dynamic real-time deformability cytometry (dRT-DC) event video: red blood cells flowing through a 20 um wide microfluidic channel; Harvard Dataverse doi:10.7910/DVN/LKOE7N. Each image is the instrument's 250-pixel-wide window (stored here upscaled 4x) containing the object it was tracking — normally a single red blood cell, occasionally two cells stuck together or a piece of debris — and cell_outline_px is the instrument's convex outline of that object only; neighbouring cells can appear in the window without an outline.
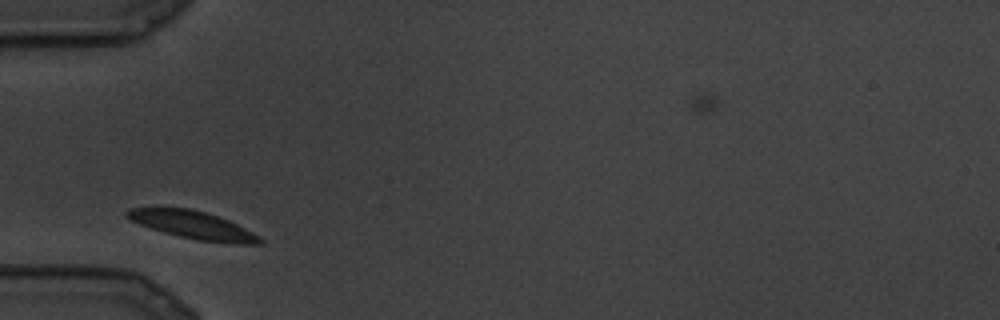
{"species": "common noctule bat (a hibernating species)", "species_latin": "Nyctalus noctula", "temperature_condition": "cold", "stored_images_in_passage": 8, "camera_frame_rate_fps": 3000, "um_per_image_px": 0.085, "animal": {"sex": "male", "body_mass_g": 19.5, "forearm_length_mm": 54.6}, "frame": {"image": 1, "passage_image": 1, "time_ms": 0.0, "image_size_px": [1000, 320], "cell_outline_px": [[264, 240], [260, 244], [232, 244], [196, 240], [164, 232], [128, 220], [124, 216], [124, 212], [128, 208], [152, 204], [188, 208], [208, 212], [228, 220], [260, 236]], "centroid_in_image_um": [16.28, 19.07], "position_along_channel_um": 68.7, "area_um2": 22.43}}
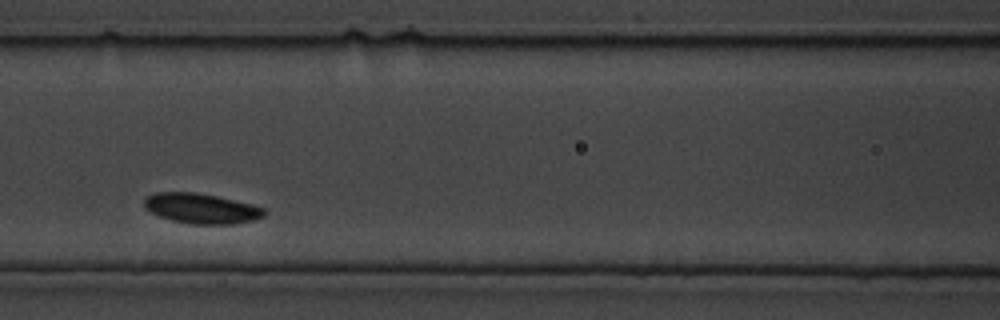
{"frame": {"image": 2, "passage_image": 5, "time_ms": 1.333, "image_size_px": [1000, 320], "cell_outline_px": [[268, 212], [264, 216], [252, 220], [232, 224], [192, 224], [172, 220], [160, 216], [144, 208], [144, 200], [152, 192], [196, 192], [216, 196], [252, 204], [264, 208]], "centroid_in_image_um": [17.12, 17.71], "position_along_channel_um": 149.5, "area_um2": 21.04}}
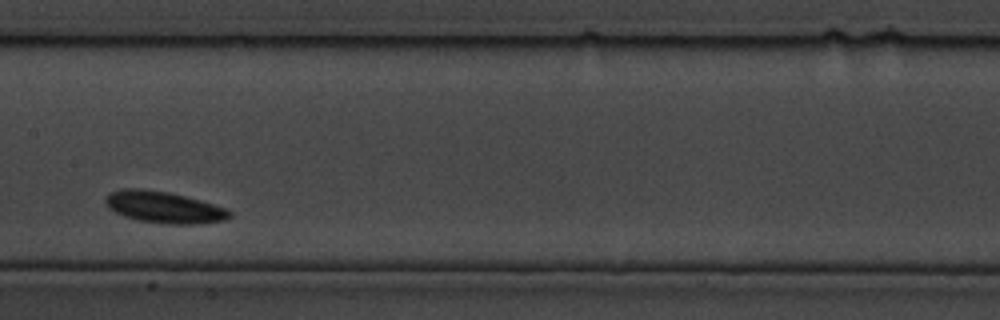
{"frame": {"image": 3, "passage_image": 7, "time_ms": 2.0, "image_size_px": [1000, 320], "cell_outline_px": [[232, 216], [224, 220], [196, 224], [164, 224], [140, 220], [124, 216], [108, 208], [104, 200], [108, 192], [120, 188], [140, 188], [168, 192], [200, 200], [228, 208], [232, 212]], "centroid_in_image_um": [13.92, 17.6], "position_along_channel_um": 193.5, "area_um2": 23.0}}